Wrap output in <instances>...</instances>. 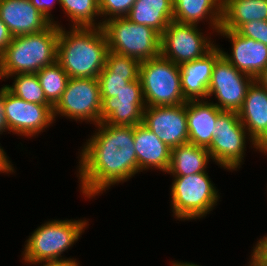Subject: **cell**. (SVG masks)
Returning a JSON list of instances; mask_svg holds the SVG:
<instances>
[{
    "instance_id": "cell-1",
    "label": "cell",
    "mask_w": 267,
    "mask_h": 266,
    "mask_svg": "<svg viewBox=\"0 0 267 266\" xmlns=\"http://www.w3.org/2000/svg\"><path fill=\"white\" fill-rule=\"evenodd\" d=\"M81 149L77 174L85 198L103 194L139 171L134 148V127L100 122Z\"/></svg>"
},
{
    "instance_id": "cell-2",
    "label": "cell",
    "mask_w": 267,
    "mask_h": 266,
    "mask_svg": "<svg viewBox=\"0 0 267 266\" xmlns=\"http://www.w3.org/2000/svg\"><path fill=\"white\" fill-rule=\"evenodd\" d=\"M59 26L57 62L70 78H98L109 51L102 27Z\"/></svg>"
},
{
    "instance_id": "cell-3",
    "label": "cell",
    "mask_w": 267,
    "mask_h": 266,
    "mask_svg": "<svg viewBox=\"0 0 267 266\" xmlns=\"http://www.w3.org/2000/svg\"><path fill=\"white\" fill-rule=\"evenodd\" d=\"M59 24L43 31L12 38L0 55V79L21 73H37L57 61Z\"/></svg>"
},
{
    "instance_id": "cell-4",
    "label": "cell",
    "mask_w": 267,
    "mask_h": 266,
    "mask_svg": "<svg viewBox=\"0 0 267 266\" xmlns=\"http://www.w3.org/2000/svg\"><path fill=\"white\" fill-rule=\"evenodd\" d=\"M88 223L85 219H54L41 224L25 241L22 260L36 263L66 260L62 254L78 241Z\"/></svg>"
},
{
    "instance_id": "cell-5",
    "label": "cell",
    "mask_w": 267,
    "mask_h": 266,
    "mask_svg": "<svg viewBox=\"0 0 267 266\" xmlns=\"http://www.w3.org/2000/svg\"><path fill=\"white\" fill-rule=\"evenodd\" d=\"M109 51L143 62L161 53V35L151 27L131 22L126 17L102 24Z\"/></svg>"
},
{
    "instance_id": "cell-6",
    "label": "cell",
    "mask_w": 267,
    "mask_h": 266,
    "mask_svg": "<svg viewBox=\"0 0 267 266\" xmlns=\"http://www.w3.org/2000/svg\"><path fill=\"white\" fill-rule=\"evenodd\" d=\"M173 178L170 196L176 219H200L217 205L220 195L207 172Z\"/></svg>"
},
{
    "instance_id": "cell-7",
    "label": "cell",
    "mask_w": 267,
    "mask_h": 266,
    "mask_svg": "<svg viewBox=\"0 0 267 266\" xmlns=\"http://www.w3.org/2000/svg\"><path fill=\"white\" fill-rule=\"evenodd\" d=\"M139 79L146 107L187 102L182 93L179 65L161 54L140 62Z\"/></svg>"
},
{
    "instance_id": "cell-8",
    "label": "cell",
    "mask_w": 267,
    "mask_h": 266,
    "mask_svg": "<svg viewBox=\"0 0 267 266\" xmlns=\"http://www.w3.org/2000/svg\"><path fill=\"white\" fill-rule=\"evenodd\" d=\"M215 128V136L207 150L213 162L220 167L230 171H236L241 167L246 153L247 139L256 151L264 153L248 136L238 112L223 111L216 119Z\"/></svg>"
},
{
    "instance_id": "cell-9",
    "label": "cell",
    "mask_w": 267,
    "mask_h": 266,
    "mask_svg": "<svg viewBox=\"0 0 267 266\" xmlns=\"http://www.w3.org/2000/svg\"><path fill=\"white\" fill-rule=\"evenodd\" d=\"M101 91L98 78H70L53 117L61 115L74 121L97 125L101 122Z\"/></svg>"
},
{
    "instance_id": "cell-10",
    "label": "cell",
    "mask_w": 267,
    "mask_h": 266,
    "mask_svg": "<svg viewBox=\"0 0 267 266\" xmlns=\"http://www.w3.org/2000/svg\"><path fill=\"white\" fill-rule=\"evenodd\" d=\"M200 31L197 25L172 20L161 35L160 54L178 65L203 57L215 43Z\"/></svg>"
},
{
    "instance_id": "cell-11",
    "label": "cell",
    "mask_w": 267,
    "mask_h": 266,
    "mask_svg": "<svg viewBox=\"0 0 267 266\" xmlns=\"http://www.w3.org/2000/svg\"><path fill=\"white\" fill-rule=\"evenodd\" d=\"M254 80L221 55L214 64L207 97L214 95L218 100L214 104L222 111L238 112L243 106L247 89Z\"/></svg>"
},
{
    "instance_id": "cell-12",
    "label": "cell",
    "mask_w": 267,
    "mask_h": 266,
    "mask_svg": "<svg viewBox=\"0 0 267 266\" xmlns=\"http://www.w3.org/2000/svg\"><path fill=\"white\" fill-rule=\"evenodd\" d=\"M5 116L10 132L35 137L54 123L53 106L24 101L4 86Z\"/></svg>"
},
{
    "instance_id": "cell-13",
    "label": "cell",
    "mask_w": 267,
    "mask_h": 266,
    "mask_svg": "<svg viewBox=\"0 0 267 266\" xmlns=\"http://www.w3.org/2000/svg\"><path fill=\"white\" fill-rule=\"evenodd\" d=\"M143 124L170 149L189 143L186 103L168 106H148Z\"/></svg>"
},
{
    "instance_id": "cell-14",
    "label": "cell",
    "mask_w": 267,
    "mask_h": 266,
    "mask_svg": "<svg viewBox=\"0 0 267 266\" xmlns=\"http://www.w3.org/2000/svg\"><path fill=\"white\" fill-rule=\"evenodd\" d=\"M101 99V122L133 127L143 123L146 104L139 78L129 82L116 97Z\"/></svg>"
},
{
    "instance_id": "cell-15",
    "label": "cell",
    "mask_w": 267,
    "mask_h": 266,
    "mask_svg": "<svg viewBox=\"0 0 267 266\" xmlns=\"http://www.w3.org/2000/svg\"><path fill=\"white\" fill-rule=\"evenodd\" d=\"M217 33L229 38L232 45L230 54L221 49L222 56L236 69L256 80L267 67V46L252 38L241 36L237 31L219 29Z\"/></svg>"
},
{
    "instance_id": "cell-16",
    "label": "cell",
    "mask_w": 267,
    "mask_h": 266,
    "mask_svg": "<svg viewBox=\"0 0 267 266\" xmlns=\"http://www.w3.org/2000/svg\"><path fill=\"white\" fill-rule=\"evenodd\" d=\"M238 115L250 139L267 152V90L256 80L247 89Z\"/></svg>"
},
{
    "instance_id": "cell-17",
    "label": "cell",
    "mask_w": 267,
    "mask_h": 266,
    "mask_svg": "<svg viewBox=\"0 0 267 266\" xmlns=\"http://www.w3.org/2000/svg\"><path fill=\"white\" fill-rule=\"evenodd\" d=\"M221 55V49L215 45L203 57L179 65L182 93L187 101L208 99L213 67Z\"/></svg>"
},
{
    "instance_id": "cell-18",
    "label": "cell",
    "mask_w": 267,
    "mask_h": 266,
    "mask_svg": "<svg viewBox=\"0 0 267 266\" xmlns=\"http://www.w3.org/2000/svg\"><path fill=\"white\" fill-rule=\"evenodd\" d=\"M0 19L13 37L43 31L51 24L30 0H1Z\"/></svg>"
},
{
    "instance_id": "cell-19",
    "label": "cell",
    "mask_w": 267,
    "mask_h": 266,
    "mask_svg": "<svg viewBox=\"0 0 267 266\" xmlns=\"http://www.w3.org/2000/svg\"><path fill=\"white\" fill-rule=\"evenodd\" d=\"M140 62L108 51L106 64L98 76L101 98L116 97L125 86L139 78Z\"/></svg>"
},
{
    "instance_id": "cell-20",
    "label": "cell",
    "mask_w": 267,
    "mask_h": 266,
    "mask_svg": "<svg viewBox=\"0 0 267 266\" xmlns=\"http://www.w3.org/2000/svg\"><path fill=\"white\" fill-rule=\"evenodd\" d=\"M223 111L210 100L186 102L189 143L209 148L215 136V122Z\"/></svg>"
},
{
    "instance_id": "cell-21",
    "label": "cell",
    "mask_w": 267,
    "mask_h": 266,
    "mask_svg": "<svg viewBox=\"0 0 267 266\" xmlns=\"http://www.w3.org/2000/svg\"><path fill=\"white\" fill-rule=\"evenodd\" d=\"M134 144L140 172L155 168L167 173L171 149L143 123L134 126Z\"/></svg>"
},
{
    "instance_id": "cell-22",
    "label": "cell",
    "mask_w": 267,
    "mask_h": 266,
    "mask_svg": "<svg viewBox=\"0 0 267 266\" xmlns=\"http://www.w3.org/2000/svg\"><path fill=\"white\" fill-rule=\"evenodd\" d=\"M223 0H173V20L197 25L204 19L217 32L221 26Z\"/></svg>"
},
{
    "instance_id": "cell-23",
    "label": "cell",
    "mask_w": 267,
    "mask_h": 266,
    "mask_svg": "<svg viewBox=\"0 0 267 266\" xmlns=\"http://www.w3.org/2000/svg\"><path fill=\"white\" fill-rule=\"evenodd\" d=\"M126 18L162 35L173 20V0H136Z\"/></svg>"
},
{
    "instance_id": "cell-24",
    "label": "cell",
    "mask_w": 267,
    "mask_h": 266,
    "mask_svg": "<svg viewBox=\"0 0 267 266\" xmlns=\"http://www.w3.org/2000/svg\"><path fill=\"white\" fill-rule=\"evenodd\" d=\"M267 21V0H223L220 29L236 31L251 21Z\"/></svg>"
},
{
    "instance_id": "cell-25",
    "label": "cell",
    "mask_w": 267,
    "mask_h": 266,
    "mask_svg": "<svg viewBox=\"0 0 267 266\" xmlns=\"http://www.w3.org/2000/svg\"><path fill=\"white\" fill-rule=\"evenodd\" d=\"M210 159L212 158L207 148L191 143L179 145L171 149L167 174H171V176H187L206 172Z\"/></svg>"
},
{
    "instance_id": "cell-26",
    "label": "cell",
    "mask_w": 267,
    "mask_h": 266,
    "mask_svg": "<svg viewBox=\"0 0 267 266\" xmlns=\"http://www.w3.org/2000/svg\"><path fill=\"white\" fill-rule=\"evenodd\" d=\"M60 7L73 23L72 27H101L99 0H60Z\"/></svg>"
},
{
    "instance_id": "cell-27",
    "label": "cell",
    "mask_w": 267,
    "mask_h": 266,
    "mask_svg": "<svg viewBox=\"0 0 267 266\" xmlns=\"http://www.w3.org/2000/svg\"><path fill=\"white\" fill-rule=\"evenodd\" d=\"M36 75L47 101L54 107L65 91L70 77L57 61L45 66Z\"/></svg>"
},
{
    "instance_id": "cell-28",
    "label": "cell",
    "mask_w": 267,
    "mask_h": 266,
    "mask_svg": "<svg viewBox=\"0 0 267 266\" xmlns=\"http://www.w3.org/2000/svg\"><path fill=\"white\" fill-rule=\"evenodd\" d=\"M9 77H15L13 84L4 86L16 97L31 103L51 105L44 95L36 73H21Z\"/></svg>"
},
{
    "instance_id": "cell-29",
    "label": "cell",
    "mask_w": 267,
    "mask_h": 266,
    "mask_svg": "<svg viewBox=\"0 0 267 266\" xmlns=\"http://www.w3.org/2000/svg\"><path fill=\"white\" fill-rule=\"evenodd\" d=\"M136 0H99V11L102 24L112 18L126 17Z\"/></svg>"
},
{
    "instance_id": "cell-30",
    "label": "cell",
    "mask_w": 267,
    "mask_h": 266,
    "mask_svg": "<svg viewBox=\"0 0 267 266\" xmlns=\"http://www.w3.org/2000/svg\"><path fill=\"white\" fill-rule=\"evenodd\" d=\"M241 36L252 38L267 46V21H251L236 30Z\"/></svg>"
},
{
    "instance_id": "cell-31",
    "label": "cell",
    "mask_w": 267,
    "mask_h": 266,
    "mask_svg": "<svg viewBox=\"0 0 267 266\" xmlns=\"http://www.w3.org/2000/svg\"><path fill=\"white\" fill-rule=\"evenodd\" d=\"M30 1L32 2V5L35 8H37L50 23H54L57 25V21L51 18L52 17L51 11L56 1L59 4L60 0H30Z\"/></svg>"
},
{
    "instance_id": "cell-32",
    "label": "cell",
    "mask_w": 267,
    "mask_h": 266,
    "mask_svg": "<svg viewBox=\"0 0 267 266\" xmlns=\"http://www.w3.org/2000/svg\"><path fill=\"white\" fill-rule=\"evenodd\" d=\"M11 35L6 24L0 19V55L6 50L7 46L12 41Z\"/></svg>"
},
{
    "instance_id": "cell-33",
    "label": "cell",
    "mask_w": 267,
    "mask_h": 266,
    "mask_svg": "<svg viewBox=\"0 0 267 266\" xmlns=\"http://www.w3.org/2000/svg\"><path fill=\"white\" fill-rule=\"evenodd\" d=\"M252 252L261 260L267 261V235L260 238L255 246L253 247Z\"/></svg>"
},
{
    "instance_id": "cell-34",
    "label": "cell",
    "mask_w": 267,
    "mask_h": 266,
    "mask_svg": "<svg viewBox=\"0 0 267 266\" xmlns=\"http://www.w3.org/2000/svg\"><path fill=\"white\" fill-rule=\"evenodd\" d=\"M7 131L10 130L5 116L4 86H3L0 88V134Z\"/></svg>"
},
{
    "instance_id": "cell-35",
    "label": "cell",
    "mask_w": 267,
    "mask_h": 266,
    "mask_svg": "<svg viewBox=\"0 0 267 266\" xmlns=\"http://www.w3.org/2000/svg\"><path fill=\"white\" fill-rule=\"evenodd\" d=\"M27 265H33V264H42L41 266H79V262L77 263L76 259L74 258H67L66 260L61 261H47V262H30V261H24Z\"/></svg>"
},
{
    "instance_id": "cell-36",
    "label": "cell",
    "mask_w": 267,
    "mask_h": 266,
    "mask_svg": "<svg viewBox=\"0 0 267 266\" xmlns=\"http://www.w3.org/2000/svg\"><path fill=\"white\" fill-rule=\"evenodd\" d=\"M9 157L5 153L4 149L0 146V173H8L14 172V167L11 161L8 159Z\"/></svg>"
},
{
    "instance_id": "cell-37",
    "label": "cell",
    "mask_w": 267,
    "mask_h": 266,
    "mask_svg": "<svg viewBox=\"0 0 267 266\" xmlns=\"http://www.w3.org/2000/svg\"><path fill=\"white\" fill-rule=\"evenodd\" d=\"M249 266H267V261L259 259L253 252L251 254Z\"/></svg>"
},
{
    "instance_id": "cell-38",
    "label": "cell",
    "mask_w": 267,
    "mask_h": 266,
    "mask_svg": "<svg viewBox=\"0 0 267 266\" xmlns=\"http://www.w3.org/2000/svg\"><path fill=\"white\" fill-rule=\"evenodd\" d=\"M256 81L260 83L267 90V67L265 70L256 78Z\"/></svg>"
},
{
    "instance_id": "cell-39",
    "label": "cell",
    "mask_w": 267,
    "mask_h": 266,
    "mask_svg": "<svg viewBox=\"0 0 267 266\" xmlns=\"http://www.w3.org/2000/svg\"><path fill=\"white\" fill-rule=\"evenodd\" d=\"M173 263L171 264L172 266H200L194 263H189V262H181V261H172Z\"/></svg>"
}]
</instances>
